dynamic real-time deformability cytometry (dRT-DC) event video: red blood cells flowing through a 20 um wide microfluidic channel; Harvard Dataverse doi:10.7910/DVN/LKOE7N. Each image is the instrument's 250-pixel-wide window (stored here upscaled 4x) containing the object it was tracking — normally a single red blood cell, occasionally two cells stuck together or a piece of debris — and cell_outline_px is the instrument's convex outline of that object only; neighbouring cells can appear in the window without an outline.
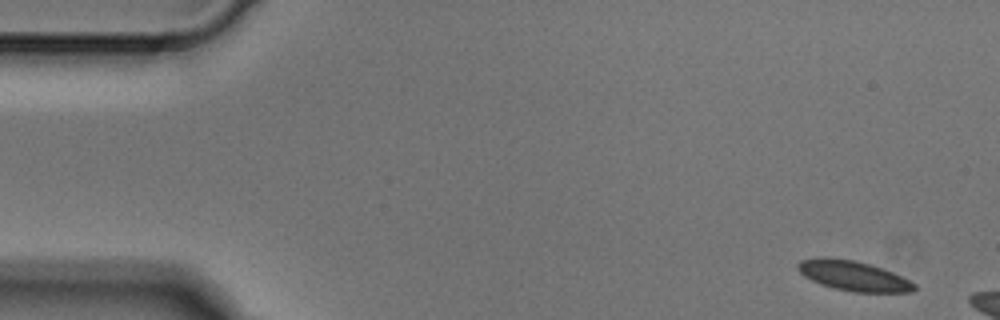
{"species": "Egyptian fruit bat (a non-hibernating species)", "species_latin": "Rousettus aegyptiacus", "temperature_condition": "cold", "stored_images_in_passage": 3, "camera_frame_rate_fps": 3000, "um_per_image_px": 0.085, "animal": {"sex": "male"}, "frame": {"image": 1, "passage_image": 1, "time_ms": 0.0, "image_size_px": [1000, 320], "cell_outline_px": [[916, 288], [912, 292], [852, 292], [820, 284], [804, 276], [796, 268], [796, 264], [800, 260], [816, 256], [828, 256], [852, 260], [872, 264], [892, 272], [916, 284]], "centroid_in_image_um": [72.48, 23.42], "position_along_channel_um": 12.5, "area_um2": 20.52}}